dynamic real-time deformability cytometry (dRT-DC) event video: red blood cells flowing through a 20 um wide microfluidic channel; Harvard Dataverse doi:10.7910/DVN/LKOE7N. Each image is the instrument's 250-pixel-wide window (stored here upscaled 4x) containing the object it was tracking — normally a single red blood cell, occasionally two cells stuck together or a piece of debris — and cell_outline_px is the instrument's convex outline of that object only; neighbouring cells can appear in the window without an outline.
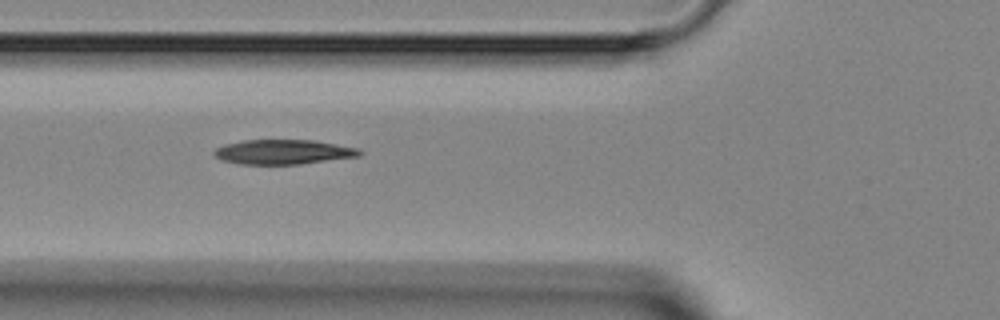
{"species": "Egyptian fruit bat (a non-hibernating species)", "species_latin": "Rousettus aegyptiacus", "temperature_condition": "room temperature", "stored_images_in_passage": 5, "camera_frame_rate_fps": 3000, "um_per_image_px": 0.085, "animal": {"sex": "female"}, "frame": {"image": 1, "passage_image": 2, "time_ms": 1.0, "image_size_px": [1000, 320], "cell_outline_px": [[364, 152], [360, 156], [300, 164], [240, 164], [220, 160], [212, 152], [216, 148], [224, 144], [244, 140], [316, 140], [360, 148]], "centroid_in_image_um": [24.11, 12.91], "position_along_channel_um": 101.7, "area_um2": 21.1}}
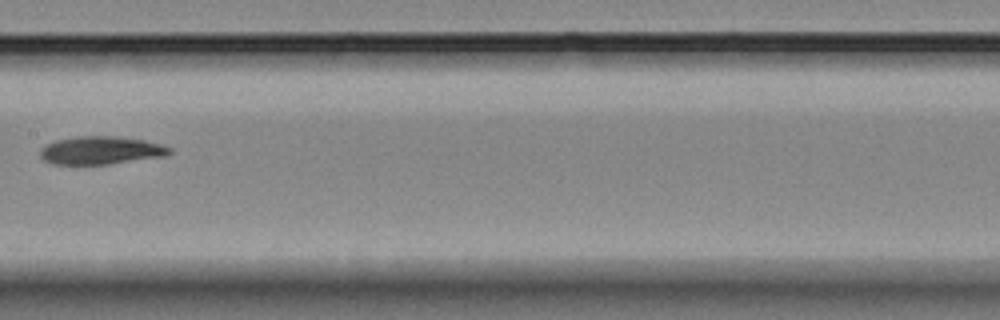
{"frame": {"image": 2, "passage_image": 4, "time_ms": 3.333, "image_size_px": [1000, 320], "cell_outline_px": [[172, 152], [164, 156], [108, 164], [52, 164], [44, 160], [40, 156], [40, 148], [56, 140], [76, 136], [116, 136], [144, 140], [160, 144], [172, 148]], "centroid_in_image_um": [8.56, 12.77], "position_along_channel_um": 198.8, "area_um2": 21.04}}
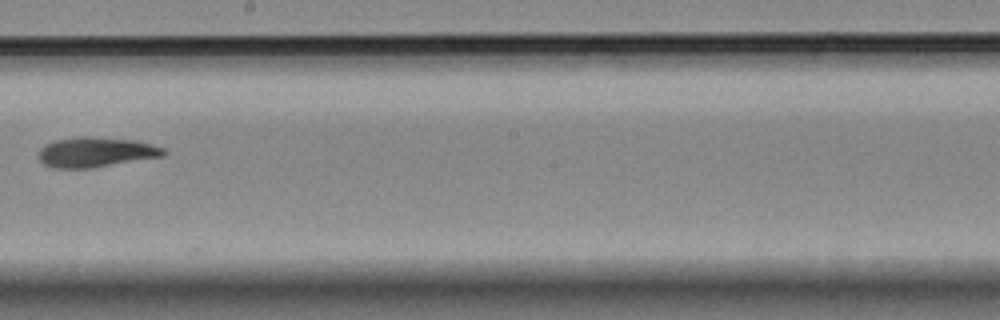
{"frame": {"image": 3, "passage_image": 5, "time_ms": 4.333, "image_size_px": [1000, 320], "cell_outline_px": [[168, 152], [164, 156], [92, 168], [52, 168], [44, 164], [36, 156], [40, 148], [44, 144], [52, 140], [80, 136], [88, 136], [136, 140], [164, 148]], "centroid_in_image_um": [8.11, 12.93], "position_along_channel_um": 240.1, "area_um2": 22.2}}